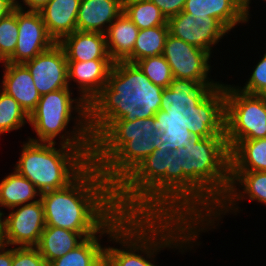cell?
I'll return each mask as SVG.
<instances>
[{"label":"cell","mask_w":266,"mask_h":266,"mask_svg":"<svg viewBox=\"0 0 266 266\" xmlns=\"http://www.w3.org/2000/svg\"><path fill=\"white\" fill-rule=\"evenodd\" d=\"M139 28L123 12L105 33L106 45L113 62L125 61L133 52Z\"/></svg>","instance_id":"cb8c5ba5"},{"label":"cell","mask_w":266,"mask_h":266,"mask_svg":"<svg viewBox=\"0 0 266 266\" xmlns=\"http://www.w3.org/2000/svg\"><path fill=\"white\" fill-rule=\"evenodd\" d=\"M85 238L78 232L55 226H46L36 248L47 264L78 247Z\"/></svg>","instance_id":"d4e9b609"},{"label":"cell","mask_w":266,"mask_h":266,"mask_svg":"<svg viewBox=\"0 0 266 266\" xmlns=\"http://www.w3.org/2000/svg\"><path fill=\"white\" fill-rule=\"evenodd\" d=\"M6 245L0 252V266H12L13 262V247L7 248Z\"/></svg>","instance_id":"8d00e7d4"},{"label":"cell","mask_w":266,"mask_h":266,"mask_svg":"<svg viewBox=\"0 0 266 266\" xmlns=\"http://www.w3.org/2000/svg\"><path fill=\"white\" fill-rule=\"evenodd\" d=\"M115 203L127 216L178 217L177 150L162 143L115 188Z\"/></svg>","instance_id":"5b68a950"},{"label":"cell","mask_w":266,"mask_h":266,"mask_svg":"<svg viewBox=\"0 0 266 266\" xmlns=\"http://www.w3.org/2000/svg\"><path fill=\"white\" fill-rule=\"evenodd\" d=\"M178 217L205 223L227 195L230 150L215 114L177 149Z\"/></svg>","instance_id":"6da1fadb"},{"label":"cell","mask_w":266,"mask_h":266,"mask_svg":"<svg viewBox=\"0 0 266 266\" xmlns=\"http://www.w3.org/2000/svg\"><path fill=\"white\" fill-rule=\"evenodd\" d=\"M123 10V0H80L77 31L105 34Z\"/></svg>","instance_id":"44dd1931"},{"label":"cell","mask_w":266,"mask_h":266,"mask_svg":"<svg viewBox=\"0 0 266 266\" xmlns=\"http://www.w3.org/2000/svg\"><path fill=\"white\" fill-rule=\"evenodd\" d=\"M14 9L15 6L13 0H0V19L9 15Z\"/></svg>","instance_id":"74e56055"},{"label":"cell","mask_w":266,"mask_h":266,"mask_svg":"<svg viewBox=\"0 0 266 266\" xmlns=\"http://www.w3.org/2000/svg\"><path fill=\"white\" fill-rule=\"evenodd\" d=\"M215 107L229 150L242 140L266 138V95L248 94L222 83Z\"/></svg>","instance_id":"9c48e42d"},{"label":"cell","mask_w":266,"mask_h":266,"mask_svg":"<svg viewBox=\"0 0 266 266\" xmlns=\"http://www.w3.org/2000/svg\"><path fill=\"white\" fill-rule=\"evenodd\" d=\"M17 25V45L5 62L24 63L56 43L48 34L39 11L17 9Z\"/></svg>","instance_id":"2e32d148"},{"label":"cell","mask_w":266,"mask_h":266,"mask_svg":"<svg viewBox=\"0 0 266 266\" xmlns=\"http://www.w3.org/2000/svg\"><path fill=\"white\" fill-rule=\"evenodd\" d=\"M12 266H48L36 247H13Z\"/></svg>","instance_id":"836d02e7"},{"label":"cell","mask_w":266,"mask_h":266,"mask_svg":"<svg viewBox=\"0 0 266 266\" xmlns=\"http://www.w3.org/2000/svg\"><path fill=\"white\" fill-rule=\"evenodd\" d=\"M29 123V115L19 103L0 88V135L20 130Z\"/></svg>","instance_id":"4dcf8cb0"},{"label":"cell","mask_w":266,"mask_h":266,"mask_svg":"<svg viewBox=\"0 0 266 266\" xmlns=\"http://www.w3.org/2000/svg\"><path fill=\"white\" fill-rule=\"evenodd\" d=\"M230 171H266V138L239 141L230 150Z\"/></svg>","instance_id":"4316f807"},{"label":"cell","mask_w":266,"mask_h":266,"mask_svg":"<svg viewBox=\"0 0 266 266\" xmlns=\"http://www.w3.org/2000/svg\"><path fill=\"white\" fill-rule=\"evenodd\" d=\"M149 80L169 91L182 105L192 100L176 85L171 67L163 55L143 58L135 63Z\"/></svg>","instance_id":"83f0119b"},{"label":"cell","mask_w":266,"mask_h":266,"mask_svg":"<svg viewBox=\"0 0 266 266\" xmlns=\"http://www.w3.org/2000/svg\"><path fill=\"white\" fill-rule=\"evenodd\" d=\"M29 70L39 94L45 95L59 89L69 88L68 61L59 43L23 63Z\"/></svg>","instance_id":"9a60e30c"},{"label":"cell","mask_w":266,"mask_h":266,"mask_svg":"<svg viewBox=\"0 0 266 266\" xmlns=\"http://www.w3.org/2000/svg\"><path fill=\"white\" fill-rule=\"evenodd\" d=\"M2 207L0 205V236H3V230H4V217L5 214L2 210Z\"/></svg>","instance_id":"f35d334b"},{"label":"cell","mask_w":266,"mask_h":266,"mask_svg":"<svg viewBox=\"0 0 266 266\" xmlns=\"http://www.w3.org/2000/svg\"><path fill=\"white\" fill-rule=\"evenodd\" d=\"M262 1H266V0H262ZM251 3V0H246V22L248 23L249 22V19H250V4Z\"/></svg>","instance_id":"ab89813d"},{"label":"cell","mask_w":266,"mask_h":266,"mask_svg":"<svg viewBox=\"0 0 266 266\" xmlns=\"http://www.w3.org/2000/svg\"><path fill=\"white\" fill-rule=\"evenodd\" d=\"M18 38L17 8L0 19V62H5L15 51Z\"/></svg>","instance_id":"1f68e13d"},{"label":"cell","mask_w":266,"mask_h":266,"mask_svg":"<svg viewBox=\"0 0 266 266\" xmlns=\"http://www.w3.org/2000/svg\"><path fill=\"white\" fill-rule=\"evenodd\" d=\"M46 226L80 233L85 239L98 234L120 211L115 189L90 163L66 187L41 193Z\"/></svg>","instance_id":"3957f363"},{"label":"cell","mask_w":266,"mask_h":266,"mask_svg":"<svg viewBox=\"0 0 266 266\" xmlns=\"http://www.w3.org/2000/svg\"><path fill=\"white\" fill-rule=\"evenodd\" d=\"M166 117L113 120L93 140L91 163L114 189L162 144L159 131Z\"/></svg>","instance_id":"8992f818"},{"label":"cell","mask_w":266,"mask_h":266,"mask_svg":"<svg viewBox=\"0 0 266 266\" xmlns=\"http://www.w3.org/2000/svg\"><path fill=\"white\" fill-rule=\"evenodd\" d=\"M79 5L80 0H50L39 10L48 34L56 43L77 31Z\"/></svg>","instance_id":"7402d4cb"},{"label":"cell","mask_w":266,"mask_h":266,"mask_svg":"<svg viewBox=\"0 0 266 266\" xmlns=\"http://www.w3.org/2000/svg\"><path fill=\"white\" fill-rule=\"evenodd\" d=\"M123 12L140 29L168 25L161 10L150 0L138 2H123Z\"/></svg>","instance_id":"f546056e"},{"label":"cell","mask_w":266,"mask_h":266,"mask_svg":"<svg viewBox=\"0 0 266 266\" xmlns=\"http://www.w3.org/2000/svg\"><path fill=\"white\" fill-rule=\"evenodd\" d=\"M202 232L204 223L182 217L128 216L108 235L122 247H105V266H157L163 248L190 250Z\"/></svg>","instance_id":"277c9868"},{"label":"cell","mask_w":266,"mask_h":266,"mask_svg":"<svg viewBox=\"0 0 266 266\" xmlns=\"http://www.w3.org/2000/svg\"><path fill=\"white\" fill-rule=\"evenodd\" d=\"M111 59H95L90 61H68V85L72 81L79 91V97L87 104L100 94L107 84L108 75L113 65ZM71 81V82H70Z\"/></svg>","instance_id":"e0dca14e"},{"label":"cell","mask_w":266,"mask_h":266,"mask_svg":"<svg viewBox=\"0 0 266 266\" xmlns=\"http://www.w3.org/2000/svg\"><path fill=\"white\" fill-rule=\"evenodd\" d=\"M230 179L231 183L227 195L204 223L205 231L216 228L214 221H218L219 224V220L223 217L222 214L234 212L237 215V212L240 213L236 204H239L242 199L256 200L266 205V171H230Z\"/></svg>","instance_id":"4fadbf2b"},{"label":"cell","mask_w":266,"mask_h":266,"mask_svg":"<svg viewBox=\"0 0 266 266\" xmlns=\"http://www.w3.org/2000/svg\"><path fill=\"white\" fill-rule=\"evenodd\" d=\"M41 193L35 185L16 170L0 182V205L8 210L40 200ZM39 196V197H38ZM37 198V199H36Z\"/></svg>","instance_id":"484cf974"},{"label":"cell","mask_w":266,"mask_h":266,"mask_svg":"<svg viewBox=\"0 0 266 266\" xmlns=\"http://www.w3.org/2000/svg\"><path fill=\"white\" fill-rule=\"evenodd\" d=\"M119 212L99 233L86 238L66 255L50 262L48 266H105V247L100 243L103 235H110L126 218Z\"/></svg>","instance_id":"ac0fdd59"},{"label":"cell","mask_w":266,"mask_h":266,"mask_svg":"<svg viewBox=\"0 0 266 266\" xmlns=\"http://www.w3.org/2000/svg\"><path fill=\"white\" fill-rule=\"evenodd\" d=\"M258 61L245 85L236 86L237 89L248 94L266 95V53Z\"/></svg>","instance_id":"d6a6232c"},{"label":"cell","mask_w":266,"mask_h":266,"mask_svg":"<svg viewBox=\"0 0 266 266\" xmlns=\"http://www.w3.org/2000/svg\"><path fill=\"white\" fill-rule=\"evenodd\" d=\"M184 12L195 18H216L229 32L246 22V0H186Z\"/></svg>","instance_id":"ffe728a7"},{"label":"cell","mask_w":266,"mask_h":266,"mask_svg":"<svg viewBox=\"0 0 266 266\" xmlns=\"http://www.w3.org/2000/svg\"><path fill=\"white\" fill-rule=\"evenodd\" d=\"M3 63L1 89L12 96L30 115L41 98L28 68L23 63Z\"/></svg>","instance_id":"d6986e66"},{"label":"cell","mask_w":266,"mask_h":266,"mask_svg":"<svg viewBox=\"0 0 266 266\" xmlns=\"http://www.w3.org/2000/svg\"><path fill=\"white\" fill-rule=\"evenodd\" d=\"M14 1V6L17 9H21V10H25L26 11V7L27 11H39L41 10L45 5L48 4V2L50 0H22L23 4L20 3L22 1H18V0H13ZM22 5H24L25 7H23Z\"/></svg>","instance_id":"d590c367"},{"label":"cell","mask_w":266,"mask_h":266,"mask_svg":"<svg viewBox=\"0 0 266 266\" xmlns=\"http://www.w3.org/2000/svg\"><path fill=\"white\" fill-rule=\"evenodd\" d=\"M181 105L169 91L153 84L136 64L114 62L107 84L89 105V129L94 140L113 120L169 116Z\"/></svg>","instance_id":"7a4b0ae2"},{"label":"cell","mask_w":266,"mask_h":266,"mask_svg":"<svg viewBox=\"0 0 266 266\" xmlns=\"http://www.w3.org/2000/svg\"><path fill=\"white\" fill-rule=\"evenodd\" d=\"M168 20L183 11L186 0H150Z\"/></svg>","instance_id":"e575fe53"},{"label":"cell","mask_w":266,"mask_h":266,"mask_svg":"<svg viewBox=\"0 0 266 266\" xmlns=\"http://www.w3.org/2000/svg\"><path fill=\"white\" fill-rule=\"evenodd\" d=\"M19 160L14 166L29 179L40 193L70 184L90 163L93 147H70L64 144L23 142Z\"/></svg>","instance_id":"52a82bcc"},{"label":"cell","mask_w":266,"mask_h":266,"mask_svg":"<svg viewBox=\"0 0 266 266\" xmlns=\"http://www.w3.org/2000/svg\"><path fill=\"white\" fill-rule=\"evenodd\" d=\"M215 114L213 101H192L181 105L163 120L159 131L162 143L170 151L183 147Z\"/></svg>","instance_id":"8fae6325"},{"label":"cell","mask_w":266,"mask_h":266,"mask_svg":"<svg viewBox=\"0 0 266 266\" xmlns=\"http://www.w3.org/2000/svg\"><path fill=\"white\" fill-rule=\"evenodd\" d=\"M167 24L169 34L211 55L213 45L218 44L229 33L216 18H195L184 11L169 18Z\"/></svg>","instance_id":"5bb4252c"},{"label":"cell","mask_w":266,"mask_h":266,"mask_svg":"<svg viewBox=\"0 0 266 266\" xmlns=\"http://www.w3.org/2000/svg\"><path fill=\"white\" fill-rule=\"evenodd\" d=\"M163 56L171 67L176 85L192 101L215 102L222 82L208 77L211 71L209 52L168 34Z\"/></svg>","instance_id":"30bf717a"},{"label":"cell","mask_w":266,"mask_h":266,"mask_svg":"<svg viewBox=\"0 0 266 266\" xmlns=\"http://www.w3.org/2000/svg\"><path fill=\"white\" fill-rule=\"evenodd\" d=\"M169 34L168 25L140 29L132 54L125 60L128 63L163 55L165 40Z\"/></svg>","instance_id":"f1b7e54d"},{"label":"cell","mask_w":266,"mask_h":266,"mask_svg":"<svg viewBox=\"0 0 266 266\" xmlns=\"http://www.w3.org/2000/svg\"><path fill=\"white\" fill-rule=\"evenodd\" d=\"M72 88L59 89L42 95L36 109L29 115V124L34 129V142L56 143L70 147H93V137L89 129V105L80 97L72 99ZM75 103V105H73ZM76 112L77 115H74ZM74 119L72 131L66 129ZM63 131V132H62ZM71 131V132H70Z\"/></svg>","instance_id":"ba28073f"},{"label":"cell","mask_w":266,"mask_h":266,"mask_svg":"<svg viewBox=\"0 0 266 266\" xmlns=\"http://www.w3.org/2000/svg\"><path fill=\"white\" fill-rule=\"evenodd\" d=\"M59 44L65 51L67 61L110 59L103 33L74 31Z\"/></svg>","instance_id":"603a6c76"},{"label":"cell","mask_w":266,"mask_h":266,"mask_svg":"<svg viewBox=\"0 0 266 266\" xmlns=\"http://www.w3.org/2000/svg\"><path fill=\"white\" fill-rule=\"evenodd\" d=\"M6 246V242L3 236H0V252Z\"/></svg>","instance_id":"60d3db41"},{"label":"cell","mask_w":266,"mask_h":266,"mask_svg":"<svg viewBox=\"0 0 266 266\" xmlns=\"http://www.w3.org/2000/svg\"><path fill=\"white\" fill-rule=\"evenodd\" d=\"M138 1H146V0H123V2H138Z\"/></svg>","instance_id":"b9f144b4"},{"label":"cell","mask_w":266,"mask_h":266,"mask_svg":"<svg viewBox=\"0 0 266 266\" xmlns=\"http://www.w3.org/2000/svg\"><path fill=\"white\" fill-rule=\"evenodd\" d=\"M4 217L3 237L9 247H36L46 227L41 200L9 210Z\"/></svg>","instance_id":"7c38bea8"}]
</instances>
